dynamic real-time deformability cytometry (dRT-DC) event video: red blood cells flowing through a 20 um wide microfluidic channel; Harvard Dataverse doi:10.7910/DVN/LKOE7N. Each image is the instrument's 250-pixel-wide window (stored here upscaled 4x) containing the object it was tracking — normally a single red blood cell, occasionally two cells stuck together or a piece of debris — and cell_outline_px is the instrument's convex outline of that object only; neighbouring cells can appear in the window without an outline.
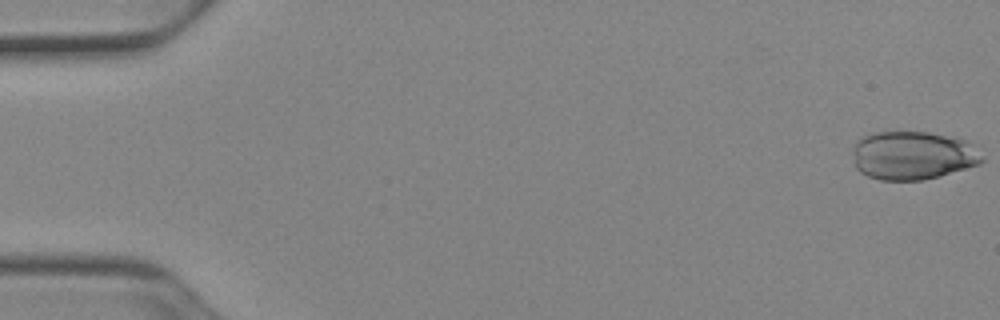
{"species": "Egyptian fruit bat (a non-hibernating species)", "species_latin": "Rousettus aegyptiacus", "temperature_condition": "cold", "stored_images_in_passage": 52, "camera_frame_rate_fps": 3000, "um_per_image_px": 0.085, "animal": {"sex": "female"}, "frame": {"image": 1, "passage_image": 1, "time_ms": 0.0, "image_size_px": [1000, 320], "cell_outline_px": [[984, 160], [980, 164], [924, 180], [880, 180], [868, 176], [860, 172], [856, 168], [852, 152], [852, 148], [856, 140], [864, 136], [876, 132], [928, 132], [968, 140], [980, 144]], "centroid_in_image_um": [77.64, 13.2], "position_along_channel_um": 7.4, "area_um2": 37.17}}
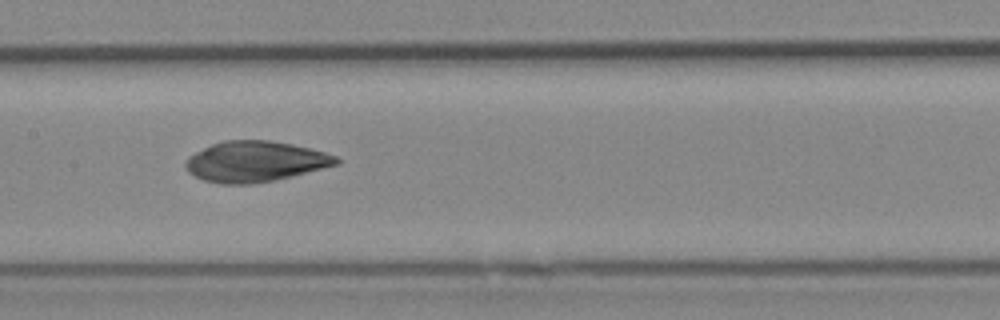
{"frame": {"image": 2, "passage_image": 26, "time_ms": 8.333, "image_size_px": [1000, 320], "cell_outline_px": [[340, 164], [276, 180], [248, 184], [220, 184], [204, 180], [188, 172], [184, 164], [188, 156], [212, 144], [224, 140], [268, 140], [292, 144], [324, 152], [336, 156], [340, 160]], "centroid_in_image_um": [21.69, 13.73], "position_along_channel_um": 185.7, "area_um2": 35.6}}
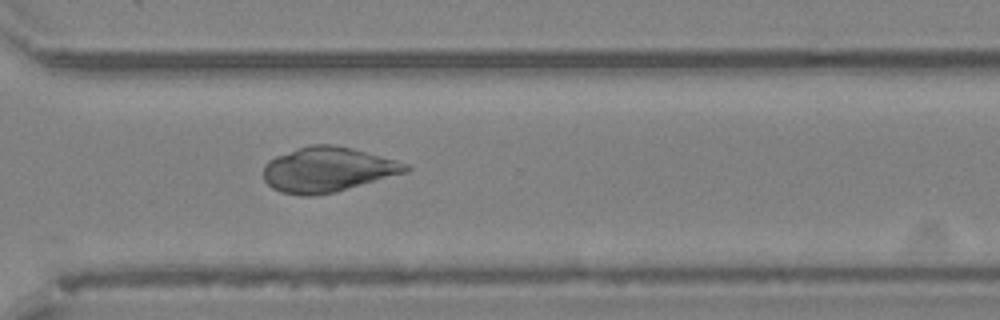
{"frame": {"image": 3, "passage_image": 38, "time_ms": 12.333, "image_size_px": [1000, 320], "cell_outline_px": [[412, 168], [408, 172], [336, 192], [312, 196], [300, 196], [280, 192], [272, 188], [264, 180], [264, 164], [268, 160], [276, 156], [312, 144], [332, 144], [352, 148], [396, 160], [408, 164]], "centroid_in_image_um": [27.86, 14.43], "position_along_channel_um": 342.7, "area_um2": 37.34}}